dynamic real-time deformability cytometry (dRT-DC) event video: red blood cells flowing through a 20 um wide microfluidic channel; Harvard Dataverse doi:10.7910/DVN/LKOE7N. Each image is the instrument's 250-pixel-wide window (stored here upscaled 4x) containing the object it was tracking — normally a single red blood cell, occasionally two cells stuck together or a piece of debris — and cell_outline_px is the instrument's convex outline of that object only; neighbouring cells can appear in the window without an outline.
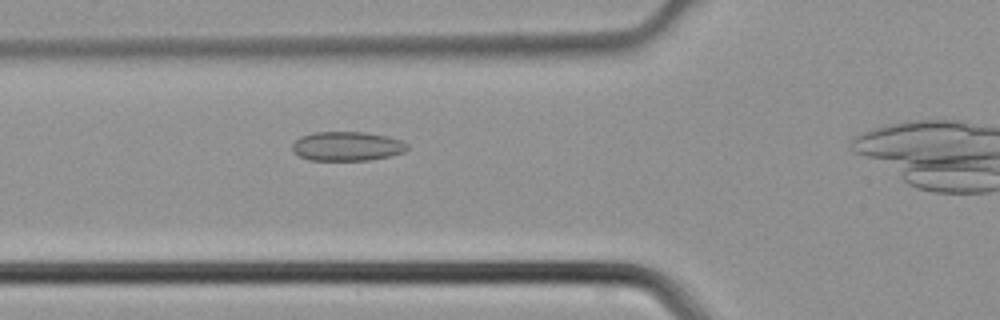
{"species": "common noctule bat (a hibernating species)", "species_latin": "Nyctalus noctula", "temperature_condition": "cold", "stored_images_in_passage": 33, "camera_frame_rate_fps": 3000, "um_per_image_px": 0.085, "animal": {"sex": "male", "body_mass_g": 21.5, "forearm_length_mm": 52.0}, "frame": {"image": 1, "passage_image": 11, "time_ms": 3.333, "image_size_px": [1000, 320], "cell_outline_px": [[408, 148], [404, 152], [392, 156], [368, 160], [308, 160], [300, 156], [292, 148], [292, 144], [300, 136], [312, 132], [364, 132], [388, 136], [400, 140], [408, 144]], "centroid_in_image_um": [29.51, 12.42], "position_along_channel_um": 96.3, "area_um2": 19.65}}
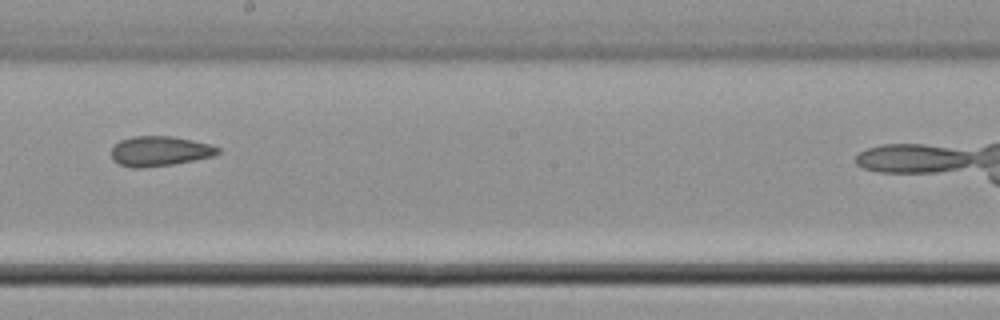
{"frame": {"image": 2, "passage_image": 20, "time_ms": 6.333, "image_size_px": [1000, 320], "cell_outline_px": [[220, 152], [212, 156], [172, 164], [140, 168], [132, 168], [120, 164], [112, 160], [112, 148], [120, 140], [132, 136], [172, 136], [192, 140], [208, 144], [220, 148]], "centroid_in_image_um": [13.54, 12.84], "position_along_channel_um": 234.7, "area_um2": 18.38}}
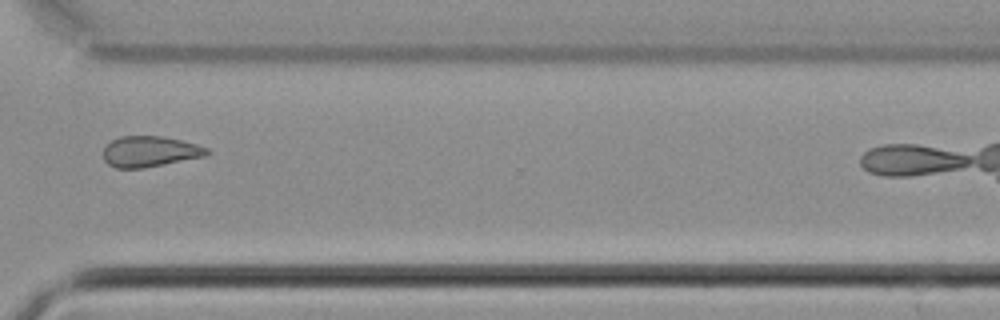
{"frame": {"image": 3, "passage_image": 28, "time_ms": 9.0, "image_size_px": [1000, 320], "cell_outline_px": [[212, 152], [204, 156], [144, 168], [116, 168], [108, 164], [104, 160], [104, 148], [112, 140], [120, 136], [164, 136], [196, 144], [208, 148]], "centroid_in_image_um": [12.74, 12.87], "position_along_channel_um": 357.9, "area_um2": 18.5}}